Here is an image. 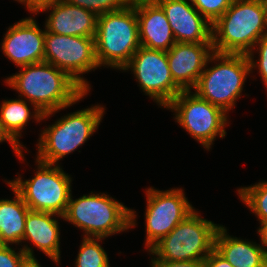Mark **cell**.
<instances>
[{
    "label": "cell",
    "mask_w": 267,
    "mask_h": 267,
    "mask_svg": "<svg viewBox=\"0 0 267 267\" xmlns=\"http://www.w3.org/2000/svg\"><path fill=\"white\" fill-rule=\"evenodd\" d=\"M15 1H18L19 3H23L25 4L24 6H26V8L28 9L29 11V0H15Z\"/></svg>",
    "instance_id": "e575fe53"
},
{
    "label": "cell",
    "mask_w": 267,
    "mask_h": 267,
    "mask_svg": "<svg viewBox=\"0 0 267 267\" xmlns=\"http://www.w3.org/2000/svg\"><path fill=\"white\" fill-rule=\"evenodd\" d=\"M35 259L33 248L25 244L19 252L10 245H0V267H21L27 259Z\"/></svg>",
    "instance_id": "d4e9b609"
},
{
    "label": "cell",
    "mask_w": 267,
    "mask_h": 267,
    "mask_svg": "<svg viewBox=\"0 0 267 267\" xmlns=\"http://www.w3.org/2000/svg\"><path fill=\"white\" fill-rule=\"evenodd\" d=\"M31 113L29 104L22 98L6 99L0 105V120L4 128L25 149L26 147L19 140L23 132L22 130H24V127L27 126L31 118H35L34 120L37 122L42 121L43 114L38 109H34V112Z\"/></svg>",
    "instance_id": "44dd1931"
},
{
    "label": "cell",
    "mask_w": 267,
    "mask_h": 267,
    "mask_svg": "<svg viewBox=\"0 0 267 267\" xmlns=\"http://www.w3.org/2000/svg\"><path fill=\"white\" fill-rule=\"evenodd\" d=\"M21 71L5 78V83L38 109L47 119L84 98L86 92L66 72L48 62L20 67Z\"/></svg>",
    "instance_id": "6da1fadb"
},
{
    "label": "cell",
    "mask_w": 267,
    "mask_h": 267,
    "mask_svg": "<svg viewBox=\"0 0 267 267\" xmlns=\"http://www.w3.org/2000/svg\"><path fill=\"white\" fill-rule=\"evenodd\" d=\"M219 226L195 210L149 250L151 259L204 260L214 249Z\"/></svg>",
    "instance_id": "ba28073f"
},
{
    "label": "cell",
    "mask_w": 267,
    "mask_h": 267,
    "mask_svg": "<svg viewBox=\"0 0 267 267\" xmlns=\"http://www.w3.org/2000/svg\"><path fill=\"white\" fill-rule=\"evenodd\" d=\"M166 108L175 113L176 122L208 151L218 135L225 138L227 113L195 92L181 91Z\"/></svg>",
    "instance_id": "9c48e42d"
},
{
    "label": "cell",
    "mask_w": 267,
    "mask_h": 267,
    "mask_svg": "<svg viewBox=\"0 0 267 267\" xmlns=\"http://www.w3.org/2000/svg\"><path fill=\"white\" fill-rule=\"evenodd\" d=\"M104 238L83 237L75 267H110L109 258L100 242Z\"/></svg>",
    "instance_id": "7402d4cb"
},
{
    "label": "cell",
    "mask_w": 267,
    "mask_h": 267,
    "mask_svg": "<svg viewBox=\"0 0 267 267\" xmlns=\"http://www.w3.org/2000/svg\"><path fill=\"white\" fill-rule=\"evenodd\" d=\"M136 14L142 47L167 52L176 43L166 14L156 1L136 3Z\"/></svg>",
    "instance_id": "e0dca14e"
},
{
    "label": "cell",
    "mask_w": 267,
    "mask_h": 267,
    "mask_svg": "<svg viewBox=\"0 0 267 267\" xmlns=\"http://www.w3.org/2000/svg\"><path fill=\"white\" fill-rule=\"evenodd\" d=\"M71 5L79 6L93 12L96 16L108 12H116L126 8L127 0H62Z\"/></svg>",
    "instance_id": "cb8c5ba5"
},
{
    "label": "cell",
    "mask_w": 267,
    "mask_h": 267,
    "mask_svg": "<svg viewBox=\"0 0 267 267\" xmlns=\"http://www.w3.org/2000/svg\"><path fill=\"white\" fill-rule=\"evenodd\" d=\"M129 4H136L139 2H152V1H157V0H127Z\"/></svg>",
    "instance_id": "836d02e7"
},
{
    "label": "cell",
    "mask_w": 267,
    "mask_h": 267,
    "mask_svg": "<svg viewBox=\"0 0 267 267\" xmlns=\"http://www.w3.org/2000/svg\"><path fill=\"white\" fill-rule=\"evenodd\" d=\"M234 0H196L193 6L210 23L216 22Z\"/></svg>",
    "instance_id": "484cf974"
},
{
    "label": "cell",
    "mask_w": 267,
    "mask_h": 267,
    "mask_svg": "<svg viewBox=\"0 0 267 267\" xmlns=\"http://www.w3.org/2000/svg\"><path fill=\"white\" fill-rule=\"evenodd\" d=\"M257 51L259 55L258 61L254 59V51ZM259 50V51H258ZM250 62L251 71L254 69L259 70L262 82L267 90V34L262 36L255 44L253 49L247 55ZM256 62H255V61Z\"/></svg>",
    "instance_id": "4316f807"
},
{
    "label": "cell",
    "mask_w": 267,
    "mask_h": 267,
    "mask_svg": "<svg viewBox=\"0 0 267 267\" xmlns=\"http://www.w3.org/2000/svg\"><path fill=\"white\" fill-rule=\"evenodd\" d=\"M267 34V8L259 0H234L212 24L213 52L248 55Z\"/></svg>",
    "instance_id": "7a4b0ae2"
},
{
    "label": "cell",
    "mask_w": 267,
    "mask_h": 267,
    "mask_svg": "<svg viewBox=\"0 0 267 267\" xmlns=\"http://www.w3.org/2000/svg\"><path fill=\"white\" fill-rule=\"evenodd\" d=\"M267 8V0H259Z\"/></svg>",
    "instance_id": "d590c367"
},
{
    "label": "cell",
    "mask_w": 267,
    "mask_h": 267,
    "mask_svg": "<svg viewBox=\"0 0 267 267\" xmlns=\"http://www.w3.org/2000/svg\"><path fill=\"white\" fill-rule=\"evenodd\" d=\"M240 200L260 222H267V181L237 189Z\"/></svg>",
    "instance_id": "603a6c76"
},
{
    "label": "cell",
    "mask_w": 267,
    "mask_h": 267,
    "mask_svg": "<svg viewBox=\"0 0 267 267\" xmlns=\"http://www.w3.org/2000/svg\"><path fill=\"white\" fill-rule=\"evenodd\" d=\"M5 141L10 143L11 148H13V151L15 152L17 157L20 158L19 160L24 161V154H22L23 147L10 136V134L6 131L3 126V123L0 120V143Z\"/></svg>",
    "instance_id": "f1b7e54d"
},
{
    "label": "cell",
    "mask_w": 267,
    "mask_h": 267,
    "mask_svg": "<svg viewBox=\"0 0 267 267\" xmlns=\"http://www.w3.org/2000/svg\"><path fill=\"white\" fill-rule=\"evenodd\" d=\"M129 69L140 89L161 107L166 108L182 91L173 81L165 51L141 46L123 68V72Z\"/></svg>",
    "instance_id": "7c38bea8"
},
{
    "label": "cell",
    "mask_w": 267,
    "mask_h": 267,
    "mask_svg": "<svg viewBox=\"0 0 267 267\" xmlns=\"http://www.w3.org/2000/svg\"><path fill=\"white\" fill-rule=\"evenodd\" d=\"M21 267H42L38 260L35 259H27Z\"/></svg>",
    "instance_id": "d6a6232c"
},
{
    "label": "cell",
    "mask_w": 267,
    "mask_h": 267,
    "mask_svg": "<svg viewBox=\"0 0 267 267\" xmlns=\"http://www.w3.org/2000/svg\"><path fill=\"white\" fill-rule=\"evenodd\" d=\"M151 267H204V260L170 261L151 259Z\"/></svg>",
    "instance_id": "83f0119b"
},
{
    "label": "cell",
    "mask_w": 267,
    "mask_h": 267,
    "mask_svg": "<svg viewBox=\"0 0 267 267\" xmlns=\"http://www.w3.org/2000/svg\"><path fill=\"white\" fill-rule=\"evenodd\" d=\"M204 267H233L215 249L204 259Z\"/></svg>",
    "instance_id": "f546056e"
},
{
    "label": "cell",
    "mask_w": 267,
    "mask_h": 267,
    "mask_svg": "<svg viewBox=\"0 0 267 267\" xmlns=\"http://www.w3.org/2000/svg\"><path fill=\"white\" fill-rule=\"evenodd\" d=\"M212 53V43L176 42L166 52L174 83L182 91L194 90Z\"/></svg>",
    "instance_id": "9a60e30c"
},
{
    "label": "cell",
    "mask_w": 267,
    "mask_h": 267,
    "mask_svg": "<svg viewBox=\"0 0 267 267\" xmlns=\"http://www.w3.org/2000/svg\"><path fill=\"white\" fill-rule=\"evenodd\" d=\"M44 43V62L66 72L86 92H90L91 86L83 74L100 68L94 37L54 34L45 30Z\"/></svg>",
    "instance_id": "30bf717a"
},
{
    "label": "cell",
    "mask_w": 267,
    "mask_h": 267,
    "mask_svg": "<svg viewBox=\"0 0 267 267\" xmlns=\"http://www.w3.org/2000/svg\"><path fill=\"white\" fill-rule=\"evenodd\" d=\"M136 211L105 193L73 199L72 192L63 221L83 230L84 237L107 238L136 226Z\"/></svg>",
    "instance_id": "3957f363"
},
{
    "label": "cell",
    "mask_w": 267,
    "mask_h": 267,
    "mask_svg": "<svg viewBox=\"0 0 267 267\" xmlns=\"http://www.w3.org/2000/svg\"><path fill=\"white\" fill-rule=\"evenodd\" d=\"M257 232L260 236V246L267 256V222H260Z\"/></svg>",
    "instance_id": "1f68e13d"
},
{
    "label": "cell",
    "mask_w": 267,
    "mask_h": 267,
    "mask_svg": "<svg viewBox=\"0 0 267 267\" xmlns=\"http://www.w3.org/2000/svg\"><path fill=\"white\" fill-rule=\"evenodd\" d=\"M60 0H29V12L36 15L44 7L55 4Z\"/></svg>",
    "instance_id": "4dcf8cb0"
},
{
    "label": "cell",
    "mask_w": 267,
    "mask_h": 267,
    "mask_svg": "<svg viewBox=\"0 0 267 267\" xmlns=\"http://www.w3.org/2000/svg\"><path fill=\"white\" fill-rule=\"evenodd\" d=\"M105 108L93 105L90 108L68 113L54 124L43 128L37 146L36 159L58 165V161L82 146L98 129Z\"/></svg>",
    "instance_id": "5b68a950"
},
{
    "label": "cell",
    "mask_w": 267,
    "mask_h": 267,
    "mask_svg": "<svg viewBox=\"0 0 267 267\" xmlns=\"http://www.w3.org/2000/svg\"><path fill=\"white\" fill-rule=\"evenodd\" d=\"M94 41L99 66L123 70L141 47L136 4L97 16Z\"/></svg>",
    "instance_id": "277c9868"
},
{
    "label": "cell",
    "mask_w": 267,
    "mask_h": 267,
    "mask_svg": "<svg viewBox=\"0 0 267 267\" xmlns=\"http://www.w3.org/2000/svg\"><path fill=\"white\" fill-rule=\"evenodd\" d=\"M37 170L32 179L22 177L8 182L33 211L49 212L64 216L71 195L72 178L60 164H47L36 159Z\"/></svg>",
    "instance_id": "52a82bcc"
},
{
    "label": "cell",
    "mask_w": 267,
    "mask_h": 267,
    "mask_svg": "<svg viewBox=\"0 0 267 267\" xmlns=\"http://www.w3.org/2000/svg\"><path fill=\"white\" fill-rule=\"evenodd\" d=\"M45 30H41L33 17H26L8 27L2 53L17 67L44 61Z\"/></svg>",
    "instance_id": "4fadbf2b"
},
{
    "label": "cell",
    "mask_w": 267,
    "mask_h": 267,
    "mask_svg": "<svg viewBox=\"0 0 267 267\" xmlns=\"http://www.w3.org/2000/svg\"><path fill=\"white\" fill-rule=\"evenodd\" d=\"M45 11H51L44 24L46 31L69 36L95 37L97 16L93 12L62 0L44 7L37 14Z\"/></svg>",
    "instance_id": "2e32d148"
},
{
    "label": "cell",
    "mask_w": 267,
    "mask_h": 267,
    "mask_svg": "<svg viewBox=\"0 0 267 267\" xmlns=\"http://www.w3.org/2000/svg\"><path fill=\"white\" fill-rule=\"evenodd\" d=\"M210 62L218 64L208 68ZM250 73L247 55L213 52L194 87V92L229 114L228 111L235 107L237 99L242 95L243 85Z\"/></svg>",
    "instance_id": "8992f818"
},
{
    "label": "cell",
    "mask_w": 267,
    "mask_h": 267,
    "mask_svg": "<svg viewBox=\"0 0 267 267\" xmlns=\"http://www.w3.org/2000/svg\"><path fill=\"white\" fill-rule=\"evenodd\" d=\"M55 216L63 218L54 213L29 210L22 242H31L50 260L61 265L60 227Z\"/></svg>",
    "instance_id": "ac0fdd59"
},
{
    "label": "cell",
    "mask_w": 267,
    "mask_h": 267,
    "mask_svg": "<svg viewBox=\"0 0 267 267\" xmlns=\"http://www.w3.org/2000/svg\"><path fill=\"white\" fill-rule=\"evenodd\" d=\"M14 192V199H0V245L22 244L26 215L30 210L19 193L7 182Z\"/></svg>",
    "instance_id": "ffe728a7"
},
{
    "label": "cell",
    "mask_w": 267,
    "mask_h": 267,
    "mask_svg": "<svg viewBox=\"0 0 267 267\" xmlns=\"http://www.w3.org/2000/svg\"><path fill=\"white\" fill-rule=\"evenodd\" d=\"M145 191L147 197L144 214L146 226L145 248L149 251L180 222L193 213L195 208L189 203L181 188L161 191L149 187Z\"/></svg>",
    "instance_id": "8fae6325"
},
{
    "label": "cell",
    "mask_w": 267,
    "mask_h": 267,
    "mask_svg": "<svg viewBox=\"0 0 267 267\" xmlns=\"http://www.w3.org/2000/svg\"><path fill=\"white\" fill-rule=\"evenodd\" d=\"M214 249L233 267H267V256L260 244L230 236L223 225L216 231Z\"/></svg>",
    "instance_id": "d6986e66"
},
{
    "label": "cell",
    "mask_w": 267,
    "mask_h": 267,
    "mask_svg": "<svg viewBox=\"0 0 267 267\" xmlns=\"http://www.w3.org/2000/svg\"><path fill=\"white\" fill-rule=\"evenodd\" d=\"M185 1L194 3L196 0H185Z\"/></svg>",
    "instance_id": "8d00e7d4"
},
{
    "label": "cell",
    "mask_w": 267,
    "mask_h": 267,
    "mask_svg": "<svg viewBox=\"0 0 267 267\" xmlns=\"http://www.w3.org/2000/svg\"><path fill=\"white\" fill-rule=\"evenodd\" d=\"M180 43H212V24L185 0H157Z\"/></svg>",
    "instance_id": "5bb4252c"
}]
</instances>
